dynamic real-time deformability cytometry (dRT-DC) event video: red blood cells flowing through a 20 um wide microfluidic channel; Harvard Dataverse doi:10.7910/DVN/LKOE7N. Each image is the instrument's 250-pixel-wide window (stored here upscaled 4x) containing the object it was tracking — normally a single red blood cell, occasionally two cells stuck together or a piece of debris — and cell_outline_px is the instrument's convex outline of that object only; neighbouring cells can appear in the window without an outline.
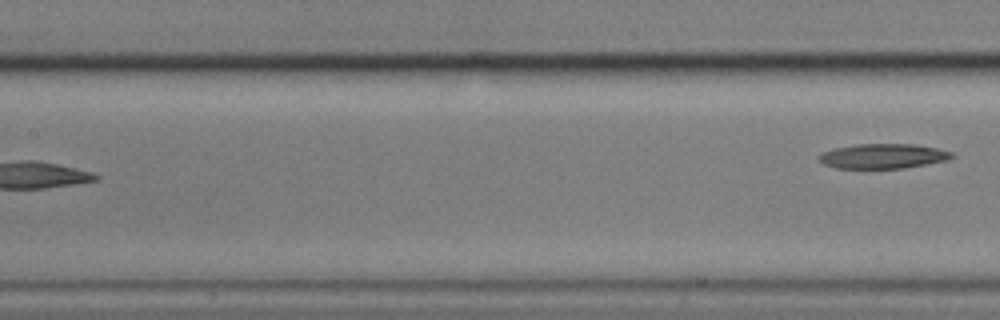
{"species": "common noctule bat (a hibernating species)", "species_latin": "Nyctalus noctula", "temperature_condition": "cold", "stored_images_in_passage": 8, "segment_of_instrument_passage": [2, 2], "camera_frame_rate_fps": 3000, "um_per_image_px": 0.085, "animal": {"sex": "male", "body_mass_g": 17.9}, "frame": {"image": 1, "passage_image": 8, "time_ms": 2.333, "image_size_px": [1000, 320], "cell_outline_px": [[956, 156], [944, 160], [904, 168], [836, 168], [824, 164], [816, 160], [816, 156], [820, 152], [836, 148], [856, 144], [912, 144], [936, 148], [952, 152]], "centroid_in_image_um": [74.97, 13.27], "position_along_channel_um": 132.4, "area_um2": 19.13}}